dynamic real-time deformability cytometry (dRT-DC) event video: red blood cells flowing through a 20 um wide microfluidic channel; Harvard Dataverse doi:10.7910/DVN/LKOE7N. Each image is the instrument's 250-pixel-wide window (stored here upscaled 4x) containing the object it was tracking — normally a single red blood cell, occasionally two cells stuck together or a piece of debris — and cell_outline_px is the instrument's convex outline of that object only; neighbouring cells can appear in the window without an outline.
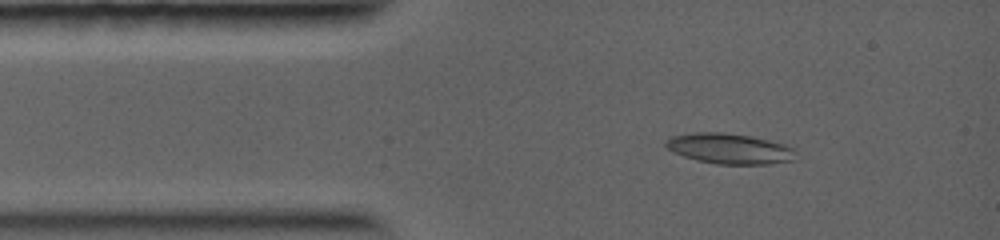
{"species": "common noctule bat (a hibernating species)", "species_latin": "Nyctalus noctula", "temperature_condition": "warm", "stored_images_in_passage": 20, "camera_frame_rate_fps": 5000, "um_per_image_px": 0.085, "animal": {"sex": "female", "body_mass_g": 19.0, "forearm_length_mm": 56.7}, "frame": {"image": 1, "passage_image": 2, "time_ms": 0.4, "image_size_px": [1000, 240], "cell_outline_px": [[796, 160], [768, 164], [716, 164], [696, 160], [672, 152], [664, 144], [664, 140], [668, 136], [692, 132], [724, 132], [752, 136], [784, 144], [792, 148]], "centroid_in_image_um": [61.94, 12.62], "position_along_channel_um": 23.1, "area_um2": 23.29}}
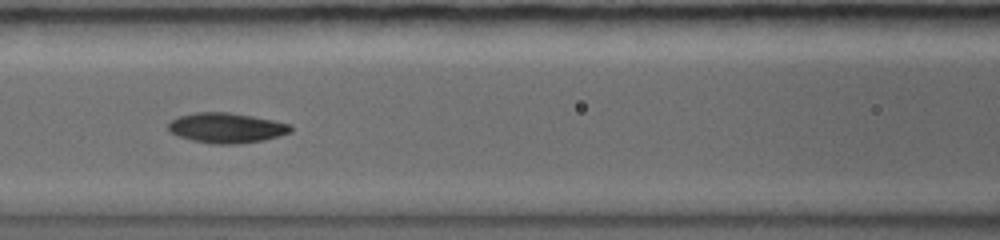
{"frame": {"image": 2, "passage_image": 10, "time_ms": 3.6, "image_size_px": [1000, 240], "cell_outline_px": [[292, 132], [280, 136], [264, 140], [236, 144], [216, 144], [192, 140], [168, 132], [168, 124], [172, 120], [180, 116], [196, 112], [228, 112], [252, 116], [292, 124]], "centroid_in_image_um": [19.28, 10.87], "position_along_channel_um": 147.3, "area_um2": 21.44}}
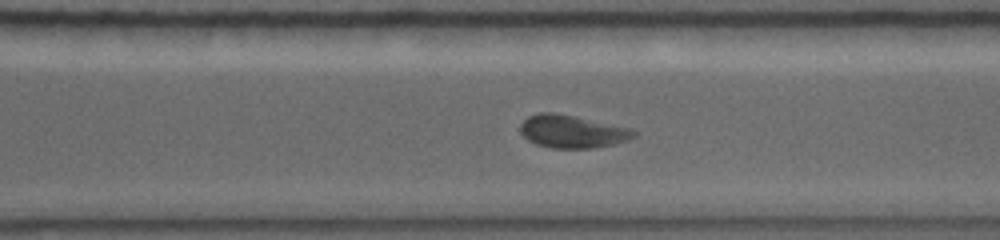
{"frame": {"image": 3, "passage_image": 19, "time_ms": 7.2, "image_size_px": [1000, 240], "cell_outline_px": [[636, 136], [628, 140], [612, 144], [592, 148], [552, 148], [536, 144], [528, 140], [520, 132], [520, 124], [528, 116], [540, 112], [552, 112], [632, 128], [636, 132]], "centroid_in_image_um": [48.62, 11.18], "position_along_channel_um": 322.0, "area_um2": 21.56}}